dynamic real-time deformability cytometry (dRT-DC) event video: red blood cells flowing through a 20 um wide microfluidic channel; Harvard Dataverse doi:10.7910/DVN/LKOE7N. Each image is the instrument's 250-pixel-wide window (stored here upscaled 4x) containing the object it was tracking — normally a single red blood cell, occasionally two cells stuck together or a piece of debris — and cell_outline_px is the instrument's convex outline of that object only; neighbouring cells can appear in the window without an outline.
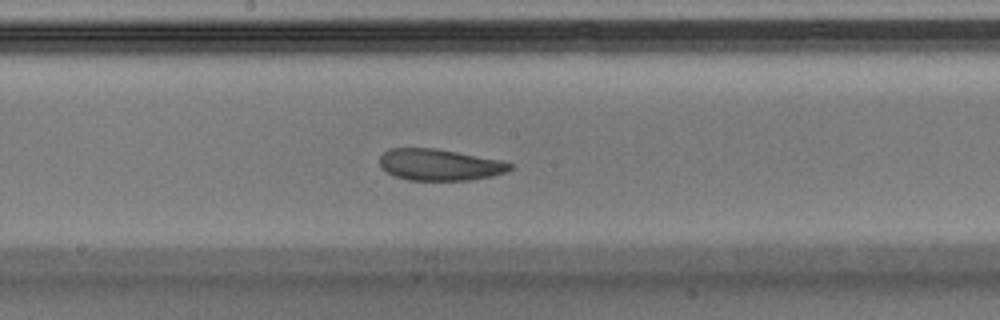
{"species": "Egyptian fruit bat (a non-hibernating species)", "species_latin": "Rousettus aegyptiacus", "temperature_condition": "warm", "stored_images_in_passage": 44, "camera_frame_rate_fps": 3000, "um_per_image_px": 0.085, "animal": {"sex": "male"}, "frame": {"image": 1, "passage_image": 26, "time_ms": 8.333, "image_size_px": [1000, 320], "cell_outline_px": [[512, 168], [504, 172], [492, 176], [468, 180], [408, 180], [396, 176], [380, 168], [380, 156], [388, 148], [436, 148], [500, 160], [512, 164]], "centroid_in_image_um": [37.33, 14.0], "position_along_channel_um": 210.9, "area_um2": 23.76}, "authors_computed_cell_mechanics": {"area_um2": 25.2875, "velocity_mm_per_s": 4.0576, "shape_relaxation_time_tau1_ms": 6.5536, "shape_relaxation_time_tau2_ms": 3.9692, "deformation_change_tau1": 0.1632, "deformation_change_tau2": 0.1212}}